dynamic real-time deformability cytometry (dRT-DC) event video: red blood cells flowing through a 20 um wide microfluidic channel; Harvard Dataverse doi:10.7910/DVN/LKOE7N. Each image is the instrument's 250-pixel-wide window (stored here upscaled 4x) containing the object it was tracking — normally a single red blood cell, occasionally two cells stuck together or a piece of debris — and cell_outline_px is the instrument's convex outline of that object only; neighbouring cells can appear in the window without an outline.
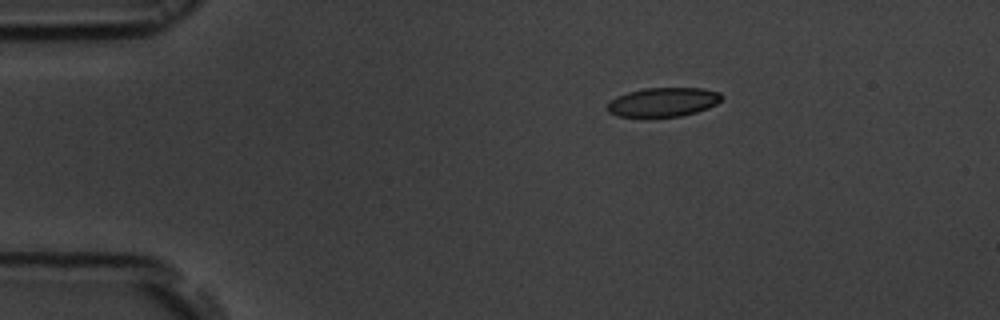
{"species": "common noctule bat (a hibernating species)", "species_latin": "Nyctalus noctula", "temperature_condition": "room temperature", "stored_images_in_passage": 46, "camera_frame_rate_fps": 3000, "um_per_image_px": 0.085, "animal": {"sex": "male", "body_mass_g": 19.5, "forearm_length_mm": 54.6}, "frame": {"image": 1, "passage_image": 1, "time_ms": 0.0, "image_size_px": [1000, 320], "cell_outline_px": [[724, 96], [716, 104], [708, 108], [696, 112], [680, 116], [620, 116], [608, 112], [604, 108], [616, 96], [628, 92], [644, 88], [704, 88], [720, 92]], "centroid_in_image_um": [56.38, 8.66], "position_along_channel_um": 28.6, "area_um2": 19.31}}
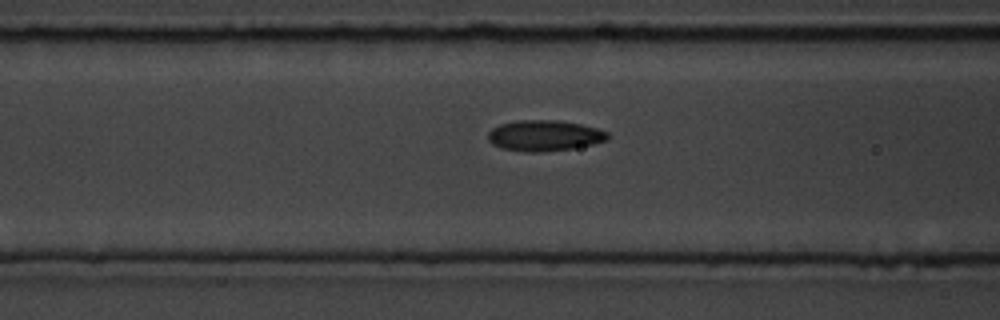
{"frame": {"image": 2, "passage_image": 13, "time_ms": 4.0, "image_size_px": [1000, 320], "cell_outline_px": [[608, 140], [592, 144], [572, 148], [540, 152], [528, 152], [500, 148], [492, 144], [488, 140], [488, 132], [492, 128], [500, 124], [520, 120], [560, 120], [580, 124], [596, 128], [608, 132]], "centroid_in_image_um": [46.25, 11.52], "position_along_channel_um": 120.3, "area_um2": 21.44}}
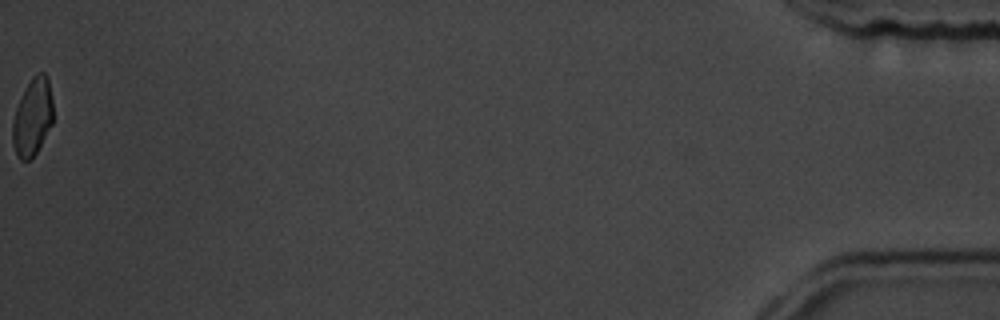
{"frame": {"image": 3, "passage_image": 46, "time_ms": 15.0, "image_size_px": [1000, 320], "cell_outline_px": [[52, 124], [36, 152], [28, 160], [20, 160], [16, 156], [12, 144], [12, 120], [16, 108], [32, 76], [36, 72], [44, 72], [48, 76], [52, 100]], "centroid_in_image_um": [2.75, 9.95], "position_along_channel_um": 432.4, "area_um2": 18.21}, "authors_computed_cell_mechanics": {"area_um2": 19.9988, "velocity_mm_per_s": 3.7588, "shape_relaxation_time_tau1_ms": 2.1506, "shape_relaxation_time_tau2_ms": 2.0033, "deformation_change_tau1": 0.1231, "deformation_change_tau2": 0.0789}}